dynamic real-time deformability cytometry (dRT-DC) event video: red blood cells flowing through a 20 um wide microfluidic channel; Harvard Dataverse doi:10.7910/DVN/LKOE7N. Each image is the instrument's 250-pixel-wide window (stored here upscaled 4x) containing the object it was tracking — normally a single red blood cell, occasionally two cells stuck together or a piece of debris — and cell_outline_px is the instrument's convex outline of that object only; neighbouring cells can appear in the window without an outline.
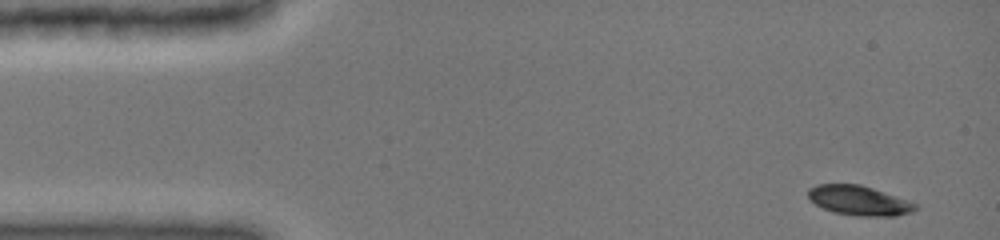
{"species": "common noctule bat (a hibernating species)", "species_latin": "Nyctalus noctula", "temperature_condition": "cold", "stored_images_in_passage": 4, "camera_frame_rate_fps": 3000, "um_per_image_px": 0.085, "animal": {"sex": "female", "body_mass_g": 19.0, "forearm_length_mm": 51.5}, "frame": {"image": 1, "passage_image": 1, "time_ms": 0.0, "image_size_px": [1000, 240], "cell_outline_px": [[916, 208], [912, 212], [896, 216], [856, 216], [836, 212], [824, 208], [808, 200], [808, 188], [816, 184], [860, 184], [908, 200], [916, 204]], "centroid_in_image_um": [72.99, 17.04], "position_along_channel_um": 12.0, "area_um2": 18.44}}
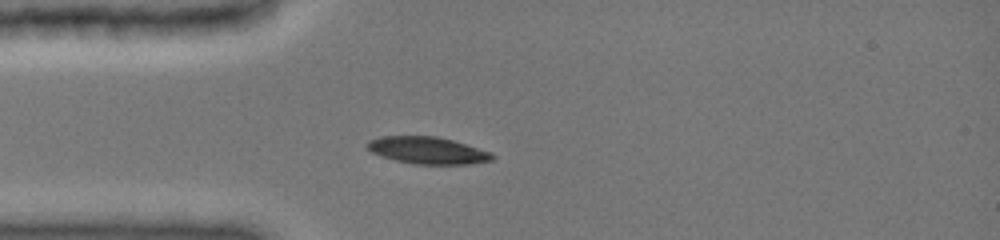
{"frame": {"image": 2, "passage_image": 4, "time_ms": 3.333, "image_size_px": [1000, 240], "cell_outline_px": [[496, 156], [492, 160], [468, 164], [412, 164], [380, 156], [372, 152], [364, 144], [368, 140], [380, 136], [436, 136], [452, 140], [492, 152]], "centroid_in_image_um": [36.32, 12.78], "position_along_channel_um": 48.7, "area_um2": 19.77}}